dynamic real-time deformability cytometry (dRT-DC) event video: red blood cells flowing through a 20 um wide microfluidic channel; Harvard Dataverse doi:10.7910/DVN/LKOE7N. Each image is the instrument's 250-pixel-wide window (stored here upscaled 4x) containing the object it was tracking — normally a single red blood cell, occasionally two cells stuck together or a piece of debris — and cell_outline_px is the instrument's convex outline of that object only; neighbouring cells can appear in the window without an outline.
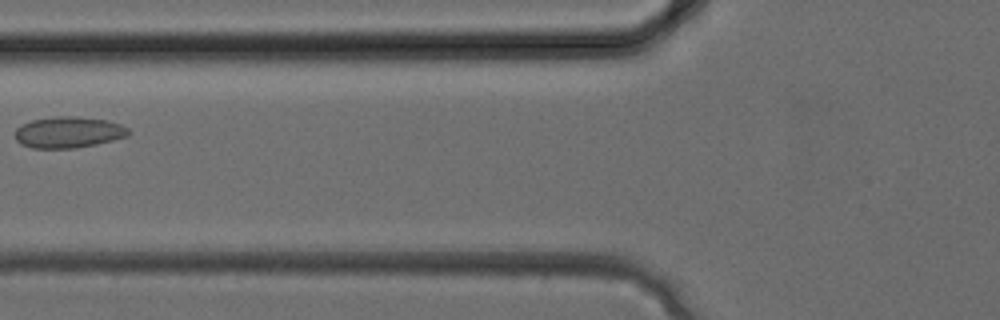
{"species": "common noctule bat (a hibernating species)", "species_latin": "Nyctalus noctula", "temperature_condition": "cold", "stored_images_in_passage": 10, "camera_frame_rate_fps": 3000, "um_per_image_px": 0.085, "animal": {"sex": "female", "body_mass_g": 24.6, "forearm_length_mm": 56.2}, "frame": {"image": 1, "passage_image": 9, "time_ms": 2.667, "image_size_px": [1000, 320], "cell_outline_px": [[128, 136], [96, 144], [76, 148], [32, 148], [20, 144], [16, 140], [16, 128], [32, 120], [52, 116], [76, 116], [108, 120], [120, 124], [128, 128]], "centroid_in_image_um": [5.81, 11.24], "position_along_channel_um": 120.0, "area_um2": 20.63}}